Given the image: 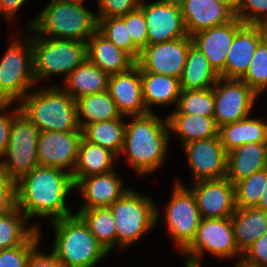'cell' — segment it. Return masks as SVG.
Listing matches in <instances>:
<instances>
[{
  "instance_id": "4",
  "label": "cell",
  "mask_w": 267,
  "mask_h": 267,
  "mask_svg": "<svg viewBox=\"0 0 267 267\" xmlns=\"http://www.w3.org/2000/svg\"><path fill=\"white\" fill-rule=\"evenodd\" d=\"M61 87L50 86L28 92L18 104L39 131L82 130L76 101Z\"/></svg>"
},
{
  "instance_id": "25",
  "label": "cell",
  "mask_w": 267,
  "mask_h": 267,
  "mask_svg": "<svg viewBox=\"0 0 267 267\" xmlns=\"http://www.w3.org/2000/svg\"><path fill=\"white\" fill-rule=\"evenodd\" d=\"M218 136L226 153H229L243 144L267 142V123L246 117L218 127Z\"/></svg>"
},
{
  "instance_id": "50",
  "label": "cell",
  "mask_w": 267,
  "mask_h": 267,
  "mask_svg": "<svg viewBox=\"0 0 267 267\" xmlns=\"http://www.w3.org/2000/svg\"><path fill=\"white\" fill-rule=\"evenodd\" d=\"M256 207L267 212V181H265V189H264V191L261 195L260 201Z\"/></svg>"
},
{
  "instance_id": "6",
  "label": "cell",
  "mask_w": 267,
  "mask_h": 267,
  "mask_svg": "<svg viewBox=\"0 0 267 267\" xmlns=\"http://www.w3.org/2000/svg\"><path fill=\"white\" fill-rule=\"evenodd\" d=\"M32 37L33 73L36 80L55 74L67 76L87 59V43L75 40Z\"/></svg>"
},
{
  "instance_id": "43",
  "label": "cell",
  "mask_w": 267,
  "mask_h": 267,
  "mask_svg": "<svg viewBox=\"0 0 267 267\" xmlns=\"http://www.w3.org/2000/svg\"><path fill=\"white\" fill-rule=\"evenodd\" d=\"M98 11L96 18L105 19L111 17H122L128 12L140 8L141 0H97Z\"/></svg>"
},
{
  "instance_id": "48",
  "label": "cell",
  "mask_w": 267,
  "mask_h": 267,
  "mask_svg": "<svg viewBox=\"0 0 267 267\" xmlns=\"http://www.w3.org/2000/svg\"><path fill=\"white\" fill-rule=\"evenodd\" d=\"M25 1L26 0H0V12L10 21Z\"/></svg>"
},
{
  "instance_id": "52",
  "label": "cell",
  "mask_w": 267,
  "mask_h": 267,
  "mask_svg": "<svg viewBox=\"0 0 267 267\" xmlns=\"http://www.w3.org/2000/svg\"><path fill=\"white\" fill-rule=\"evenodd\" d=\"M54 1H82V0H54Z\"/></svg>"
},
{
  "instance_id": "38",
  "label": "cell",
  "mask_w": 267,
  "mask_h": 267,
  "mask_svg": "<svg viewBox=\"0 0 267 267\" xmlns=\"http://www.w3.org/2000/svg\"><path fill=\"white\" fill-rule=\"evenodd\" d=\"M265 181H267V168L235 183L236 208L256 207L265 189Z\"/></svg>"
},
{
  "instance_id": "41",
  "label": "cell",
  "mask_w": 267,
  "mask_h": 267,
  "mask_svg": "<svg viewBox=\"0 0 267 267\" xmlns=\"http://www.w3.org/2000/svg\"><path fill=\"white\" fill-rule=\"evenodd\" d=\"M235 17L245 25L267 27V0H240Z\"/></svg>"
},
{
  "instance_id": "35",
  "label": "cell",
  "mask_w": 267,
  "mask_h": 267,
  "mask_svg": "<svg viewBox=\"0 0 267 267\" xmlns=\"http://www.w3.org/2000/svg\"><path fill=\"white\" fill-rule=\"evenodd\" d=\"M19 208L0 215V250L17 247L26 242L39 228L38 224L25 228L28 217Z\"/></svg>"
},
{
  "instance_id": "16",
  "label": "cell",
  "mask_w": 267,
  "mask_h": 267,
  "mask_svg": "<svg viewBox=\"0 0 267 267\" xmlns=\"http://www.w3.org/2000/svg\"><path fill=\"white\" fill-rule=\"evenodd\" d=\"M183 147L188 156L194 183L226 177L227 153L219 136L192 141Z\"/></svg>"
},
{
  "instance_id": "21",
  "label": "cell",
  "mask_w": 267,
  "mask_h": 267,
  "mask_svg": "<svg viewBox=\"0 0 267 267\" xmlns=\"http://www.w3.org/2000/svg\"><path fill=\"white\" fill-rule=\"evenodd\" d=\"M189 36L213 26L228 23L235 14L215 0H177Z\"/></svg>"
},
{
  "instance_id": "18",
  "label": "cell",
  "mask_w": 267,
  "mask_h": 267,
  "mask_svg": "<svg viewBox=\"0 0 267 267\" xmlns=\"http://www.w3.org/2000/svg\"><path fill=\"white\" fill-rule=\"evenodd\" d=\"M244 25L237 17L228 23L201 30L193 35L192 44L208 59L219 77L224 78V67L236 32Z\"/></svg>"
},
{
  "instance_id": "15",
  "label": "cell",
  "mask_w": 267,
  "mask_h": 267,
  "mask_svg": "<svg viewBox=\"0 0 267 267\" xmlns=\"http://www.w3.org/2000/svg\"><path fill=\"white\" fill-rule=\"evenodd\" d=\"M140 9L145 15L148 44L168 42L188 36L177 0L142 2Z\"/></svg>"
},
{
  "instance_id": "36",
  "label": "cell",
  "mask_w": 267,
  "mask_h": 267,
  "mask_svg": "<svg viewBox=\"0 0 267 267\" xmlns=\"http://www.w3.org/2000/svg\"><path fill=\"white\" fill-rule=\"evenodd\" d=\"M176 107V111L171 114L213 117L215 112L213 89L181 90Z\"/></svg>"
},
{
  "instance_id": "12",
  "label": "cell",
  "mask_w": 267,
  "mask_h": 267,
  "mask_svg": "<svg viewBox=\"0 0 267 267\" xmlns=\"http://www.w3.org/2000/svg\"><path fill=\"white\" fill-rule=\"evenodd\" d=\"M221 81L225 84L220 86ZM217 127L248 117L257 94L241 79L219 78L212 87Z\"/></svg>"
},
{
  "instance_id": "13",
  "label": "cell",
  "mask_w": 267,
  "mask_h": 267,
  "mask_svg": "<svg viewBox=\"0 0 267 267\" xmlns=\"http://www.w3.org/2000/svg\"><path fill=\"white\" fill-rule=\"evenodd\" d=\"M191 44L192 38L189 35L168 42L148 44L141 50L136 64L140 71L180 79Z\"/></svg>"
},
{
  "instance_id": "7",
  "label": "cell",
  "mask_w": 267,
  "mask_h": 267,
  "mask_svg": "<svg viewBox=\"0 0 267 267\" xmlns=\"http://www.w3.org/2000/svg\"><path fill=\"white\" fill-rule=\"evenodd\" d=\"M152 199L130 189L109 208L115 220L117 245L130 246L158 221V208Z\"/></svg>"
},
{
  "instance_id": "44",
  "label": "cell",
  "mask_w": 267,
  "mask_h": 267,
  "mask_svg": "<svg viewBox=\"0 0 267 267\" xmlns=\"http://www.w3.org/2000/svg\"><path fill=\"white\" fill-rule=\"evenodd\" d=\"M240 262L248 267H267V232L242 253Z\"/></svg>"
},
{
  "instance_id": "11",
  "label": "cell",
  "mask_w": 267,
  "mask_h": 267,
  "mask_svg": "<svg viewBox=\"0 0 267 267\" xmlns=\"http://www.w3.org/2000/svg\"><path fill=\"white\" fill-rule=\"evenodd\" d=\"M181 184L174 185L171 200L165 207V221L182 252L194 240L201 216L192 190Z\"/></svg>"
},
{
  "instance_id": "19",
  "label": "cell",
  "mask_w": 267,
  "mask_h": 267,
  "mask_svg": "<svg viewBox=\"0 0 267 267\" xmlns=\"http://www.w3.org/2000/svg\"><path fill=\"white\" fill-rule=\"evenodd\" d=\"M108 92L123 117L150 113L143 100L141 71L137 64L125 72L110 75Z\"/></svg>"
},
{
  "instance_id": "28",
  "label": "cell",
  "mask_w": 267,
  "mask_h": 267,
  "mask_svg": "<svg viewBox=\"0 0 267 267\" xmlns=\"http://www.w3.org/2000/svg\"><path fill=\"white\" fill-rule=\"evenodd\" d=\"M109 75L86 59L65 78L64 90L76 101L84 95L108 90Z\"/></svg>"
},
{
  "instance_id": "29",
  "label": "cell",
  "mask_w": 267,
  "mask_h": 267,
  "mask_svg": "<svg viewBox=\"0 0 267 267\" xmlns=\"http://www.w3.org/2000/svg\"><path fill=\"white\" fill-rule=\"evenodd\" d=\"M219 78L205 55L191 44L179 79L181 90L212 88Z\"/></svg>"
},
{
  "instance_id": "32",
  "label": "cell",
  "mask_w": 267,
  "mask_h": 267,
  "mask_svg": "<svg viewBox=\"0 0 267 267\" xmlns=\"http://www.w3.org/2000/svg\"><path fill=\"white\" fill-rule=\"evenodd\" d=\"M76 105L81 129L90 123L115 120L122 117L108 90L84 95L76 100Z\"/></svg>"
},
{
  "instance_id": "26",
  "label": "cell",
  "mask_w": 267,
  "mask_h": 267,
  "mask_svg": "<svg viewBox=\"0 0 267 267\" xmlns=\"http://www.w3.org/2000/svg\"><path fill=\"white\" fill-rule=\"evenodd\" d=\"M231 222L234 240L241 253L267 232V212L257 207L236 208Z\"/></svg>"
},
{
  "instance_id": "23",
  "label": "cell",
  "mask_w": 267,
  "mask_h": 267,
  "mask_svg": "<svg viewBox=\"0 0 267 267\" xmlns=\"http://www.w3.org/2000/svg\"><path fill=\"white\" fill-rule=\"evenodd\" d=\"M86 43L87 59L109 76L125 72L136 64L128 53L110 42L98 30Z\"/></svg>"
},
{
  "instance_id": "10",
  "label": "cell",
  "mask_w": 267,
  "mask_h": 267,
  "mask_svg": "<svg viewBox=\"0 0 267 267\" xmlns=\"http://www.w3.org/2000/svg\"><path fill=\"white\" fill-rule=\"evenodd\" d=\"M204 251L219 258L238 257L237 263L241 261L242 253L234 240L231 217L201 218L194 240L183 251L188 258L185 267H201Z\"/></svg>"
},
{
  "instance_id": "27",
  "label": "cell",
  "mask_w": 267,
  "mask_h": 267,
  "mask_svg": "<svg viewBox=\"0 0 267 267\" xmlns=\"http://www.w3.org/2000/svg\"><path fill=\"white\" fill-rule=\"evenodd\" d=\"M115 158L116 155L109 149L86 141L82 137L76 165L72 172L74 184L81 178L113 171Z\"/></svg>"
},
{
  "instance_id": "20",
  "label": "cell",
  "mask_w": 267,
  "mask_h": 267,
  "mask_svg": "<svg viewBox=\"0 0 267 267\" xmlns=\"http://www.w3.org/2000/svg\"><path fill=\"white\" fill-rule=\"evenodd\" d=\"M267 37L263 25H243L235 34L224 67V78L241 79L258 45Z\"/></svg>"
},
{
  "instance_id": "47",
  "label": "cell",
  "mask_w": 267,
  "mask_h": 267,
  "mask_svg": "<svg viewBox=\"0 0 267 267\" xmlns=\"http://www.w3.org/2000/svg\"><path fill=\"white\" fill-rule=\"evenodd\" d=\"M26 267H65L51 252L45 255L37 252V248L30 255Z\"/></svg>"
},
{
  "instance_id": "3",
  "label": "cell",
  "mask_w": 267,
  "mask_h": 267,
  "mask_svg": "<svg viewBox=\"0 0 267 267\" xmlns=\"http://www.w3.org/2000/svg\"><path fill=\"white\" fill-rule=\"evenodd\" d=\"M83 1L51 0L29 29L46 38L87 42L98 22L96 14L82 5Z\"/></svg>"
},
{
  "instance_id": "2",
  "label": "cell",
  "mask_w": 267,
  "mask_h": 267,
  "mask_svg": "<svg viewBox=\"0 0 267 267\" xmlns=\"http://www.w3.org/2000/svg\"><path fill=\"white\" fill-rule=\"evenodd\" d=\"M133 120L126 123L121 153H127L130 166L139 175L153 172L162 165L168 151V121L153 112L133 116Z\"/></svg>"
},
{
  "instance_id": "46",
  "label": "cell",
  "mask_w": 267,
  "mask_h": 267,
  "mask_svg": "<svg viewBox=\"0 0 267 267\" xmlns=\"http://www.w3.org/2000/svg\"><path fill=\"white\" fill-rule=\"evenodd\" d=\"M12 103H0V113L8 108ZM20 110L19 105L16 108H13V111L10 110L8 114H0V156H4L10 135V129L13 123L14 115Z\"/></svg>"
},
{
  "instance_id": "17",
  "label": "cell",
  "mask_w": 267,
  "mask_h": 267,
  "mask_svg": "<svg viewBox=\"0 0 267 267\" xmlns=\"http://www.w3.org/2000/svg\"><path fill=\"white\" fill-rule=\"evenodd\" d=\"M192 190L201 218L231 217L236 211L235 187L226 178L194 183Z\"/></svg>"
},
{
  "instance_id": "24",
  "label": "cell",
  "mask_w": 267,
  "mask_h": 267,
  "mask_svg": "<svg viewBox=\"0 0 267 267\" xmlns=\"http://www.w3.org/2000/svg\"><path fill=\"white\" fill-rule=\"evenodd\" d=\"M267 142L247 143L227 153L226 178L234 185L267 168Z\"/></svg>"
},
{
  "instance_id": "8",
  "label": "cell",
  "mask_w": 267,
  "mask_h": 267,
  "mask_svg": "<svg viewBox=\"0 0 267 267\" xmlns=\"http://www.w3.org/2000/svg\"><path fill=\"white\" fill-rule=\"evenodd\" d=\"M23 41L12 42L0 61V103H19L36 83L31 39Z\"/></svg>"
},
{
  "instance_id": "31",
  "label": "cell",
  "mask_w": 267,
  "mask_h": 267,
  "mask_svg": "<svg viewBox=\"0 0 267 267\" xmlns=\"http://www.w3.org/2000/svg\"><path fill=\"white\" fill-rule=\"evenodd\" d=\"M169 131L178 135L183 144L218 136L214 117L196 114H170L167 116Z\"/></svg>"
},
{
  "instance_id": "30",
  "label": "cell",
  "mask_w": 267,
  "mask_h": 267,
  "mask_svg": "<svg viewBox=\"0 0 267 267\" xmlns=\"http://www.w3.org/2000/svg\"><path fill=\"white\" fill-rule=\"evenodd\" d=\"M143 100L149 112L151 105L177 103L180 96V80L163 74L141 71Z\"/></svg>"
},
{
  "instance_id": "14",
  "label": "cell",
  "mask_w": 267,
  "mask_h": 267,
  "mask_svg": "<svg viewBox=\"0 0 267 267\" xmlns=\"http://www.w3.org/2000/svg\"><path fill=\"white\" fill-rule=\"evenodd\" d=\"M82 130L40 131L37 146L38 165L74 171ZM70 167V168H69Z\"/></svg>"
},
{
  "instance_id": "22",
  "label": "cell",
  "mask_w": 267,
  "mask_h": 267,
  "mask_svg": "<svg viewBox=\"0 0 267 267\" xmlns=\"http://www.w3.org/2000/svg\"><path fill=\"white\" fill-rule=\"evenodd\" d=\"M121 185V179L114 171L79 179L75 189L78 188L85 198L80 208L110 207L129 190Z\"/></svg>"
},
{
  "instance_id": "5",
  "label": "cell",
  "mask_w": 267,
  "mask_h": 267,
  "mask_svg": "<svg viewBox=\"0 0 267 267\" xmlns=\"http://www.w3.org/2000/svg\"><path fill=\"white\" fill-rule=\"evenodd\" d=\"M51 223L56 236L52 253L65 267H94L109 254L77 214Z\"/></svg>"
},
{
  "instance_id": "49",
  "label": "cell",
  "mask_w": 267,
  "mask_h": 267,
  "mask_svg": "<svg viewBox=\"0 0 267 267\" xmlns=\"http://www.w3.org/2000/svg\"><path fill=\"white\" fill-rule=\"evenodd\" d=\"M225 6H227L234 14L238 9V4L240 0H215Z\"/></svg>"
},
{
  "instance_id": "1",
  "label": "cell",
  "mask_w": 267,
  "mask_h": 267,
  "mask_svg": "<svg viewBox=\"0 0 267 267\" xmlns=\"http://www.w3.org/2000/svg\"><path fill=\"white\" fill-rule=\"evenodd\" d=\"M16 183V205L32 216L50 221L73 215L66 206V195L75 189L72 174L57 168L37 166Z\"/></svg>"
},
{
  "instance_id": "34",
  "label": "cell",
  "mask_w": 267,
  "mask_h": 267,
  "mask_svg": "<svg viewBox=\"0 0 267 267\" xmlns=\"http://www.w3.org/2000/svg\"><path fill=\"white\" fill-rule=\"evenodd\" d=\"M119 119L90 123L82 128V137L93 144L109 149L116 156L124 145L126 123Z\"/></svg>"
},
{
  "instance_id": "51",
  "label": "cell",
  "mask_w": 267,
  "mask_h": 267,
  "mask_svg": "<svg viewBox=\"0 0 267 267\" xmlns=\"http://www.w3.org/2000/svg\"><path fill=\"white\" fill-rule=\"evenodd\" d=\"M235 264H236L235 267H248V266L243 265L241 262H238V263L236 262Z\"/></svg>"
},
{
  "instance_id": "39",
  "label": "cell",
  "mask_w": 267,
  "mask_h": 267,
  "mask_svg": "<svg viewBox=\"0 0 267 267\" xmlns=\"http://www.w3.org/2000/svg\"><path fill=\"white\" fill-rule=\"evenodd\" d=\"M241 80L258 96L267 89V37L258 45L249 68Z\"/></svg>"
},
{
  "instance_id": "40",
  "label": "cell",
  "mask_w": 267,
  "mask_h": 267,
  "mask_svg": "<svg viewBox=\"0 0 267 267\" xmlns=\"http://www.w3.org/2000/svg\"><path fill=\"white\" fill-rule=\"evenodd\" d=\"M38 229L26 242L10 249L0 250V267H26L32 252L38 247L40 237Z\"/></svg>"
},
{
  "instance_id": "42",
  "label": "cell",
  "mask_w": 267,
  "mask_h": 267,
  "mask_svg": "<svg viewBox=\"0 0 267 267\" xmlns=\"http://www.w3.org/2000/svg\"><path fill=\"white\" fill-rule=\"evenodd\" d=\"M128 24V32L133 44L141 51L148 45V32L143 11L138 8L121 17Z\"/></svg>"
},
{
  "instance_id": "33",
  "label": "cell",
  "mask_w": 267,
  "mask_h": 267,
  "mask_svg": "<svg viewBox=\"0 0 267 267\" xmlns=\"http://www.w3.org/2000/svg\"><path fill=\"white\" fill-rule=\"evenodd\" d=\"M77 215L88 226L104 249L110 253L116 246L117 234L115 220L109 207L80 208Z\"/></svg>"
},
{
  "instance_id": "9",
  "label": "cell",
  "mask_w": 267,
  "mask_h": 267,
  "mask_svg": "<svg viewBox=\"0 0 267 267\" xmlns=\"http://www.w3.org/2000/svg\"><path fill=\"white\" fill-rule=\"evenodd\" d=\"M39 128L20 110L14 115L8 146L0 163L6 176L17 182L38 165L37 146Z\"/></svg>"
},
{
  "instance_id": "37",
  "label": "cell",
  "mask_w": 267,
  "mask_h": 267,
  "mask_svg": "<svg viewBox=\"0 0 267 267\" xmlns=\"http://www.w3.org/2000/svg\"><path fill=\"white\" fill-rule=\"evenodd\" d=\"M97 30L110 42L128 53L135 61L138 60L141 51L133 44L128 32V24L121 17L97 19Z\"/></svg>"
},
{
  "instance_id": "45",
  "label": "cell",
  "mask_w": 267,
  "mask_h": 267,
  "mask_svg": "<svg viewBox=\"0 0 267 267\" xmlns=\"http://www.w3.org/2000/svg\"><path fill=\"white\" fill-rule=\"evenodd\" d=\"M16 207V183L0 168V215L7 214Z\"/></svg>"
}]
</instances>
